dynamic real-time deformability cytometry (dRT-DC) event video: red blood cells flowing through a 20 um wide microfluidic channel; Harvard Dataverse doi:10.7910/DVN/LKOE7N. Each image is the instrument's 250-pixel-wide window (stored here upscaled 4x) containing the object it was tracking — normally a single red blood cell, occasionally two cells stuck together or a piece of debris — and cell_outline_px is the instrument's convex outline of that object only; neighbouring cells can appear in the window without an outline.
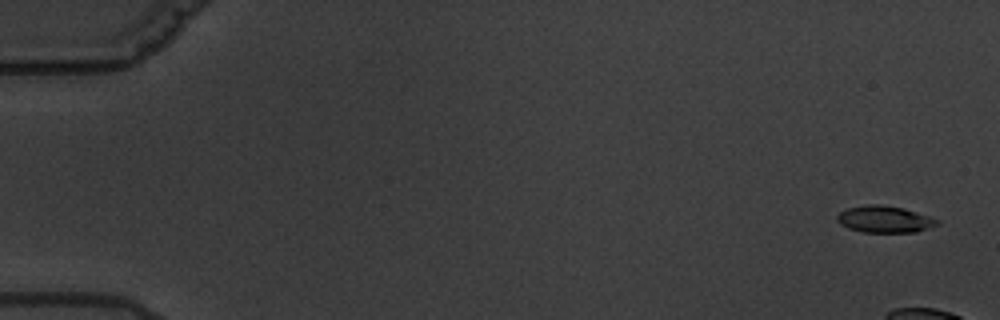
{"species": "common noctule bat (a hibernating species)", "species_latin": "Nyctalus noctula", "temperature_condition": "warm", "stored_images_in_passage": 8, "camera_frame_rate_fps": 3000, "um_per_image_px": 0.085, "animal": {"sex": "male", "body_mass_g": 19.5, "forearm_length_mm": 54.6}, "frame": {"image": 1, "passage_image": 1, "time_ms": 0.0, "image_size_px": [1000, 320], "cell_outline_px": [[940, 224], [916, 232], [864, 232], [848, 228], [840, 224], [836, 220], [836, 216], [840, 212], [848, 208], [868, 204], [880, 204], [904, 208], [940, 220]], "centroid_in_image_um": [75.19, 18.63], "position_along_channel_um": 9.8, "area_um2": 15.61}}